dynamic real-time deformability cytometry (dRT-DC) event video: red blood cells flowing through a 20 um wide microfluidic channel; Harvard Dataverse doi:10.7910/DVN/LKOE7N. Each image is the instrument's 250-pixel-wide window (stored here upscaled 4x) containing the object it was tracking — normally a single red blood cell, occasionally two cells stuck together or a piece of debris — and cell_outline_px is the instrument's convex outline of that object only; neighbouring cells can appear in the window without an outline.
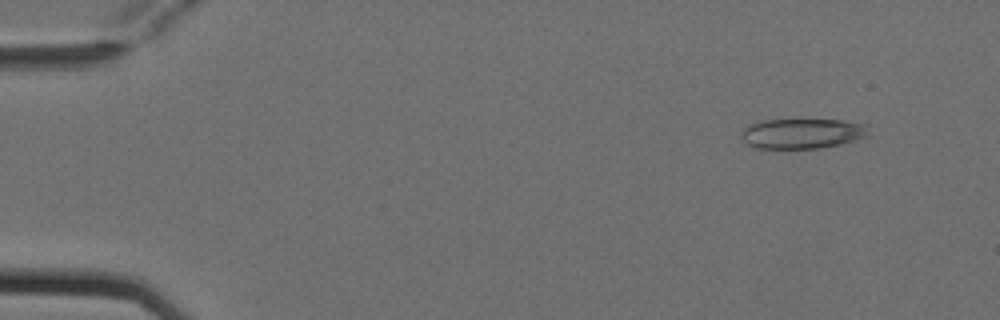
{"species": "Egyptian fruit bat (a non-hibernating species)", "species_latin": "Rousettus aegyptiacus", "temperature_condition": "cold", "stored_images_in_passage": 3, "camera_frame_rate_fps": 3000, "um_per_image_px": 0.085, "animal": {"sex": "female"}, "frame": {"image": 1, "passage_image": 1, "time_ms": 0.0, "image_size_px": [1000, 320], "cell_outline_px": [[872, 136], [840, 144], [820, 148], [756, 148], [744, 144], [744, 128], [748, 124], [764, 120], [840, 120], [868, 124]], "centroid_in_image_um": [68.28, 11.35], "position_along_channel_um": 16.7, "area_um2": 22.48}}